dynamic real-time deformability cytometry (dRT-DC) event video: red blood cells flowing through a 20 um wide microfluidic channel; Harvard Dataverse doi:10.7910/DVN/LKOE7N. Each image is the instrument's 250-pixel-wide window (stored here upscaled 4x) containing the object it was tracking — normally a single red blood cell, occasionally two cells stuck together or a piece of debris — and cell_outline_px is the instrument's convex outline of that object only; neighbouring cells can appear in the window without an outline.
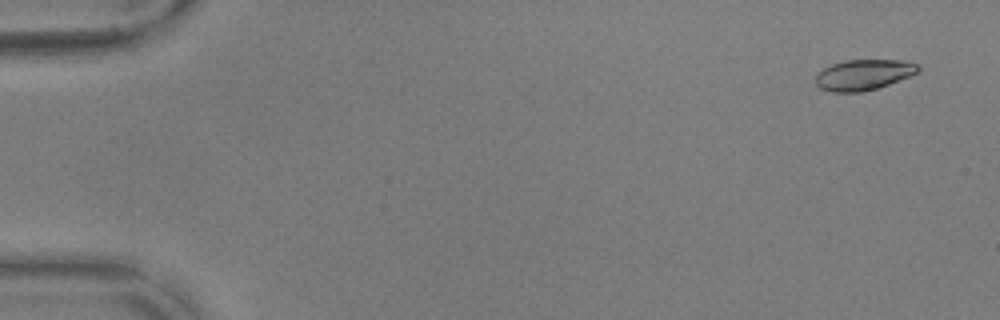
{"species": "common noctule bat (a hibernating species)", "species_latin": "Nyctalus noctula", "temperature_condition": "warm", "stored_images_in_passage": 54, "camera_frame_rate_fps": 3000, "um_per_image_px": 0.085, "animal": {"sex": "male", "body_mass_g": 17.9, "forearm_length_mm": 54.2}, "frame": {"image": 1, "passage_image": 2, "time_ms": 0.333, "image_size_px": [1000, 320], "cell_outline_px": [[920, 72], [912, 76], [876, 88], [860, 92], [832, 92], [820, 88], [816, 84], [816, 72], [832, 64], [844, 60], [900, 60], [920, 64]], "centroid_in_image_um": [73.43, 6.35], "position_along_channel_um": 11.6, "area_um2": 18.44}}
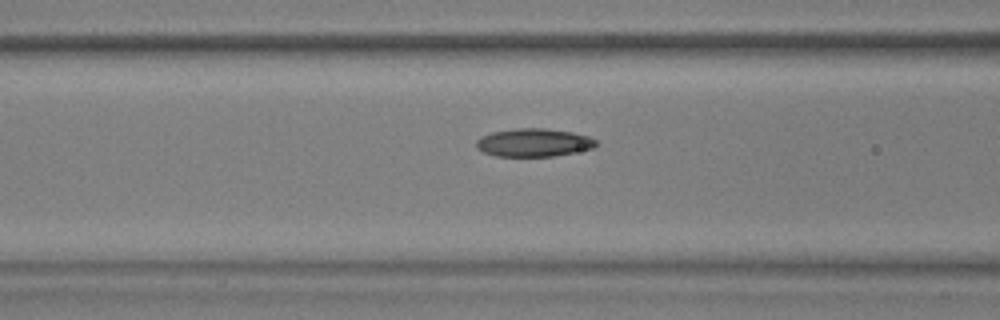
{"frame": {"image": 2, "passage_image": 22, "time_ms": 7.0, "image_size_px": [1000, 320], "cell_outline_px": [[596, 144], [592, 148], [552, 156], [496, 156], [484, 152], [476, 148], [476, 140], [480, 136], [492, 132], [516, 128], [544, 128], [572, 132], [588, 136], [596, 140]], "centroid_in_image_um": [45.31, 12.11], "position_along_channel_um": 121.3, "area_um2": 19.48}}
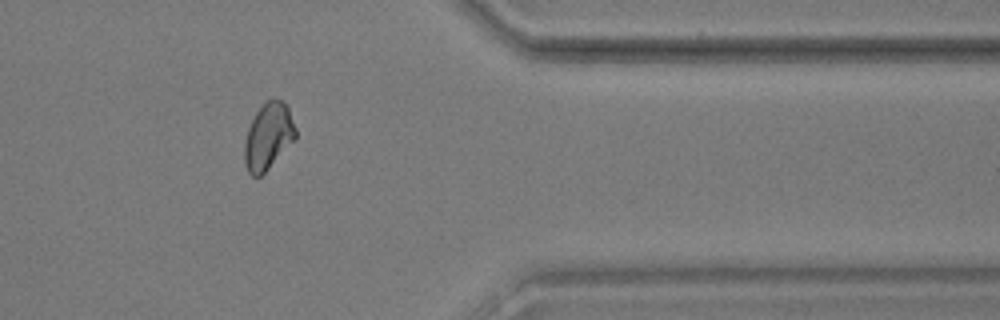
{"frame": {"image": 3, "passage_image": 45, "time_ms": 14.667, "image_size_px": [1000, 320], "cell_outline_px": [[296, 140], [260, 176], [252, 176], [248, 172], [244, 160], [244, 144], [248, 128], [256, 112], [268, 100], [280, 100], [288, 104], [296, 128]], "centroid_in_image_um": [22.83, 11.59], "position_along_channel_um": 388.6, "area_um2": 19.77}, "authors_computed_cell_mechanics": {"area_um2": 19.5364, "velocity_mm_per_s": 3.6828, "shape_relaxation_time_tau1_ms": 4.8946, "shape_relaxation_time_tau2_ms": 2.5996, "deformation_change_tau1": 0.1341, "deformation_change_tau2": 0.0753}}